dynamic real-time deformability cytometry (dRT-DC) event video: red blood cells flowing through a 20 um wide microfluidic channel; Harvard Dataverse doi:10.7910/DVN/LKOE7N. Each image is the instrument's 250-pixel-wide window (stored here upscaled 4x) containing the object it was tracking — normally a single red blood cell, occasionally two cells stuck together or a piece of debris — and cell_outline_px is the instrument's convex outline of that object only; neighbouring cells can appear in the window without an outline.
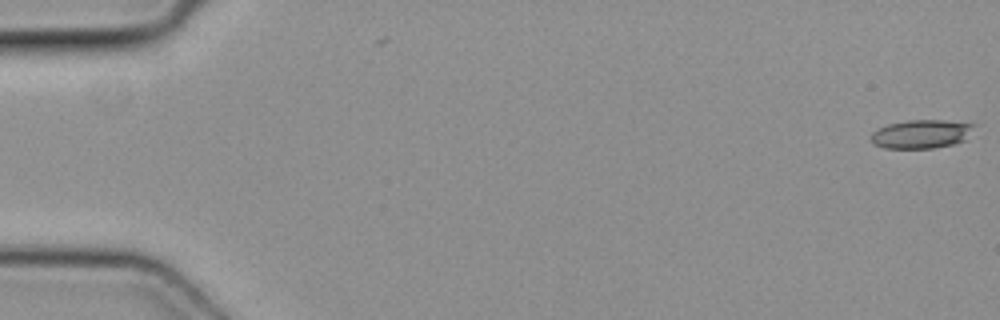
{"species": "common noctule bat (a hibernating species)", "species_latin": "Nyctalus noctula", "temperature_condition": "cold", "stored_images_in_passage": 50, "camera_frame_rate_fps": 3000, "um_per_image_px": 0.085, "animal": {"sex": "female", "body_mass_g": 19.3, "forearm_length_mm": 54.1}, "frame": {"image": 1, "passage_image": 1, "time_ms": 0.0, "image_size_px": [1000, 320], "cell_outline_px": [[976, 124], [964, 140], [952, 144], [936, 148], [884, 148], [872, 144], [872, 132], [888, 124], [908, 120], [944, 120]], "centroid_in_image_um": [78.3, 11.39], "position_along_channel_um": 6.7, "area_um2": 17.05}}
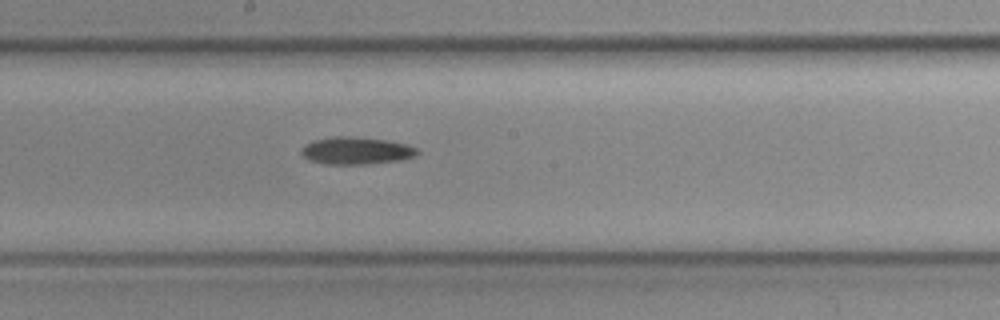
{"frame": {"image": 2, "passage_image": 28, "time_ms": 9.0, "image_size_px": [1000, 320], "cell_outline_px": [[420, 152], [416, 156], [400, 160], [372, 164], [324, 164], [308, 160], [300, 152], [300, 148], [312, 140], [332, 136], [340, 136], [384, 140], [408, 144], [416, 148]], "centroid_in_image_um": [30.26, 12.82], "position_along_channel_um": 217.9, "area_um2": 18.55}}
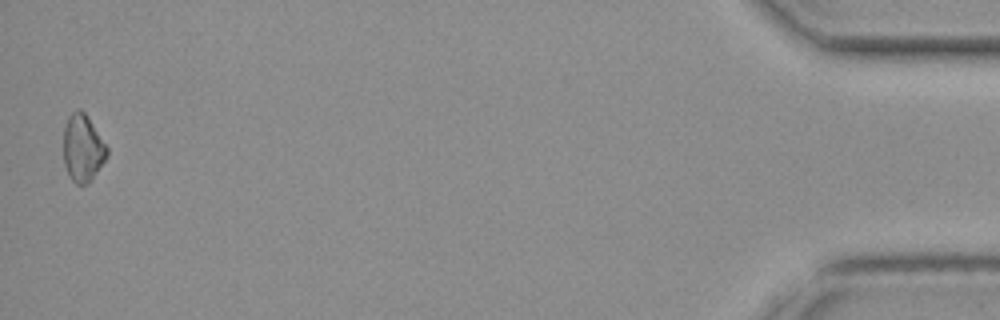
{"frame": {"image": 3, "passage_image": 50, "time_ms": 16.333, "image_size_px": [1000, 320], "cell_outline_px": [[108, 156], [88, 184], [76, 184], [68, 176], [64, 164], [64, 128], [68, 116], [76, 108], [80, 108], [84, 112], [108, 148]], "centroid_in_image_um": [7.02, 12.6], "position_along_channel_um": 428.2, "area_um2": 16.99}}